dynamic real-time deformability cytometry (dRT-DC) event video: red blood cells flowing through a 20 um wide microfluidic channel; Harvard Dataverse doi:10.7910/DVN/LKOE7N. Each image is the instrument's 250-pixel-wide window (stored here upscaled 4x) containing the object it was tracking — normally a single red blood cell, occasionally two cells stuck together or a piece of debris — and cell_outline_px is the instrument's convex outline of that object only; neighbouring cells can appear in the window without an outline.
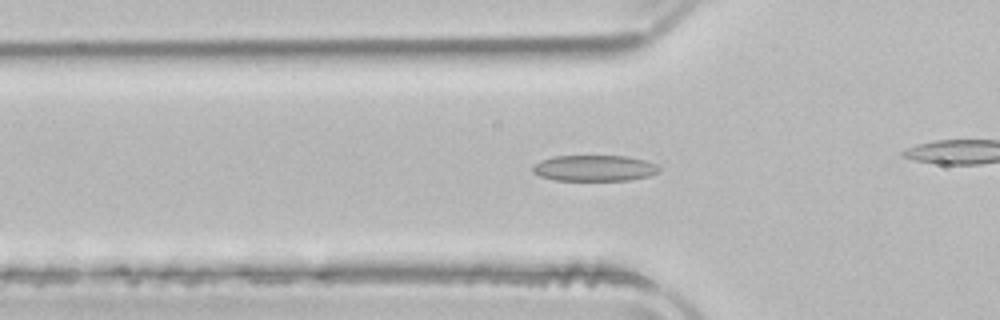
{"species": "common noctule bat (a hibernating species)", "species_latin": "Nyctalus noctula", "temperature_condition": "room temperature", "stored_images_in_passage": 40, "camera_frame_rate_fps": 3000, "um_per_image_px": 0.085, "animal": {"sex": "male", "body_mass_g": 21.5, "forearm_length_mm": 52.0}, "frame": {"image": 1, "passage_image": 16, "time_ms": 5.0, "image_size_px": [1000, 320], "cell_outline_px": [[660, 172], [648, 176], [628, 180], [556, 180], [540, 176], [532, 172], [532, 168], [540, 160], [552, 156], [624, 156], [644, 160], [656, 164], [660, 168]], "centroid_in_image_um": [50.52, 14.29], "position_along_channel_um": 75.3, "area_um2": 19.07}}
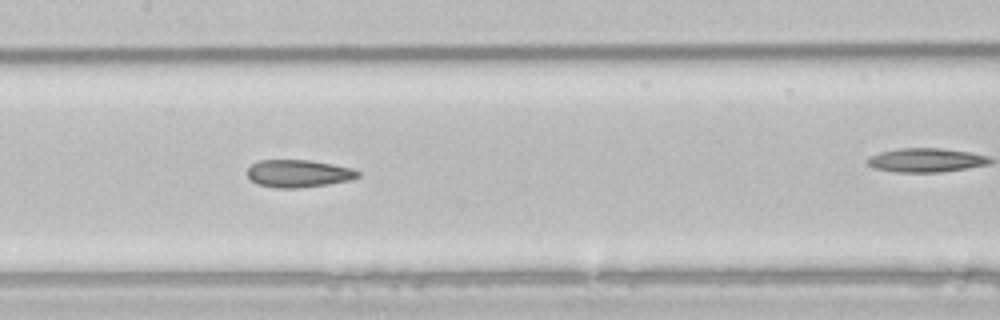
{"frame": {"image": 2, "passage_image": 24, "time_ms": 7.667, "image_size_px": [1000, 320], "cell_outline_px": [[360, 176], [348, 180], [324, 184], [296, 188], [276, 188], [256, 184], [248, 176], [248, 168], [252, 164], [260, 160], [312, 160], [352, 168], [360, 172]], "centroid_in_image_um": [25.35, 14.74], "position_along_channel_um": 182.1, "area_um2": 17.57}}
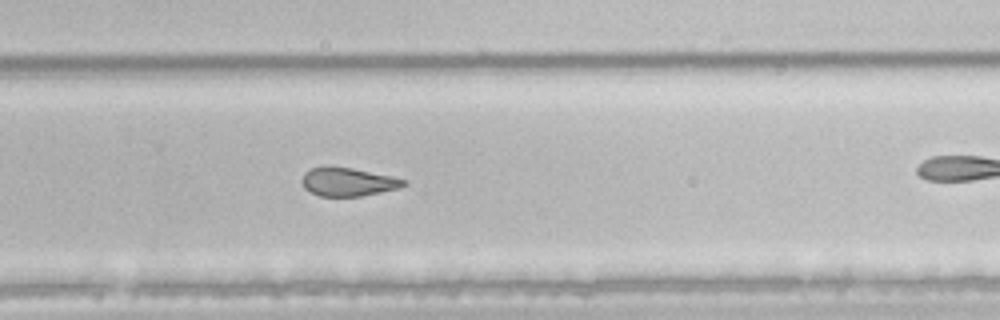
{"frame": {"image": 3, "passage_image": 33, "time_ms": 10.667, "image_size_px": [1000, 320], "cell_outline_px": [[408, 184], [400, 188], [360, 196], [320, 196], [304, 188], [304, 172], [308, 168], [324, 164], [328, 164], [352, 168], [392, 176], [408, 180]], "centroid_in_image_um": [29.59, 15.42], "position_along_channel_um": 300.2, "area_um2": 17.17}}